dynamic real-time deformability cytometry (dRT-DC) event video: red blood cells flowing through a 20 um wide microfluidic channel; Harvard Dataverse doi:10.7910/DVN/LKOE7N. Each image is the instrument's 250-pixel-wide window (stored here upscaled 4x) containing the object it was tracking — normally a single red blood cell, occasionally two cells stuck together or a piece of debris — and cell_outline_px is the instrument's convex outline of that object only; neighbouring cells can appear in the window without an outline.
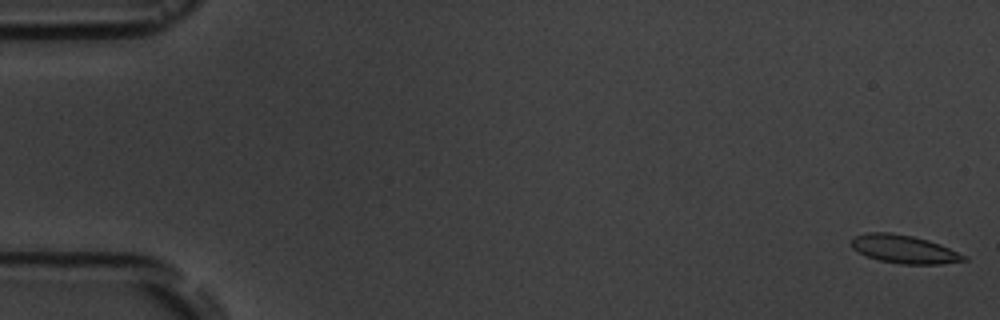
{"species": "common noctule bat (a hibernating species)", "species_latin": "Nyctalus noctula", "temperature_condition": "room temperature", "stored_images_in_passage": 6, "camera_frame_rate_fps": 3000, "um_per_image_px": 0.085, "animal": {"sex": "male", "body_mass_g": 19.5, "forearm_length_mm": 54.6}, "frame": {"image": 1, "passage_image": 1, "time_ms": 0.0, "image_size_px": [1000, 320], "cell_outline_px": [[968, 260], [940, 264], [900, 264], [880, 260], [864, 256], [852, 248], [848, 244], [856, 236], [868, 232], [892, 232], [912, 236], [928, 240], [940, 244], [968, 256]], "centroid_in_image_um": [76.84, 21.18], "position_along_channel_um": 8.2, "area_um2": 18.67}}
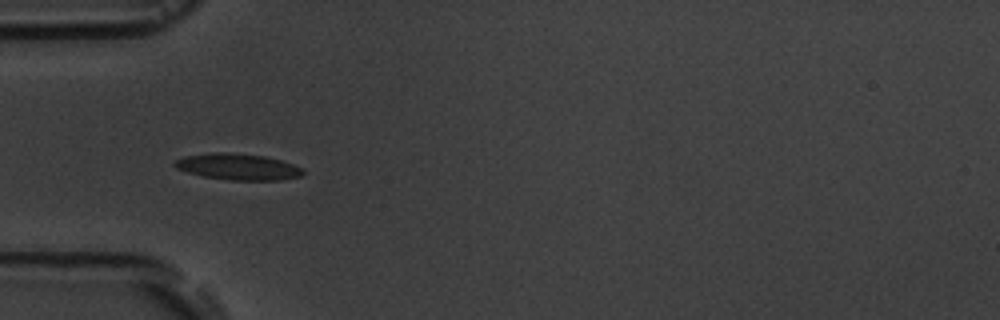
{"frame": {"image": 2, "passage_image": 5, "time_ms": 5.667, "image_size_px": [1000, 320], "cell_outline_px": [[304, 172], [300, 176], [280, 180], [228, 180], [204, 176], [188, 172], [176, 168], [172, 164], [176, 160], [184, 156], [212, 152], [228, 152], [264, 156], [280, 160], [304, 168]], "centroid_in_image_um": [20.22, 14.17], "position_along_channel_um": 64.8, "area_um2": 19.59}}
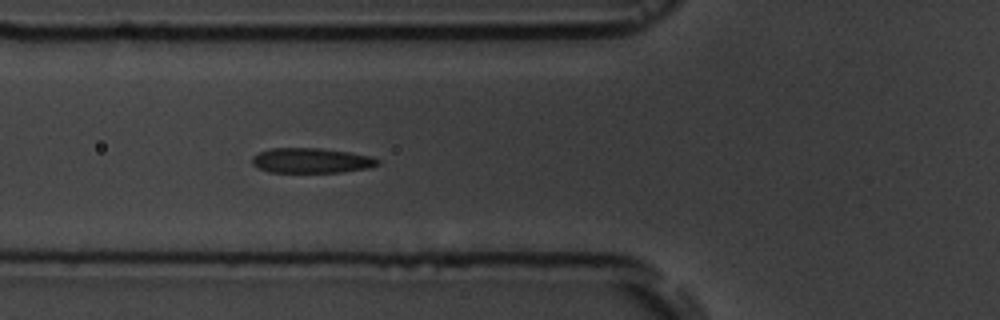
{"frame": {"image": 3, "passage_image": 6, "time_ms": 6.667, "image_size_px": [1000, 320], "cell_outline_px": [[380, 164], [368, 168], [340, 172], [268, 172], [252, 164], [252, 156], [260, 152], [272, 148], [320, 148], [348, 152], [372, 156], [380, 160]], "centroid_in_image_um": [26.48, 13.64], "position_along_channel_um": 99.3, "area_um2": 18.26}}